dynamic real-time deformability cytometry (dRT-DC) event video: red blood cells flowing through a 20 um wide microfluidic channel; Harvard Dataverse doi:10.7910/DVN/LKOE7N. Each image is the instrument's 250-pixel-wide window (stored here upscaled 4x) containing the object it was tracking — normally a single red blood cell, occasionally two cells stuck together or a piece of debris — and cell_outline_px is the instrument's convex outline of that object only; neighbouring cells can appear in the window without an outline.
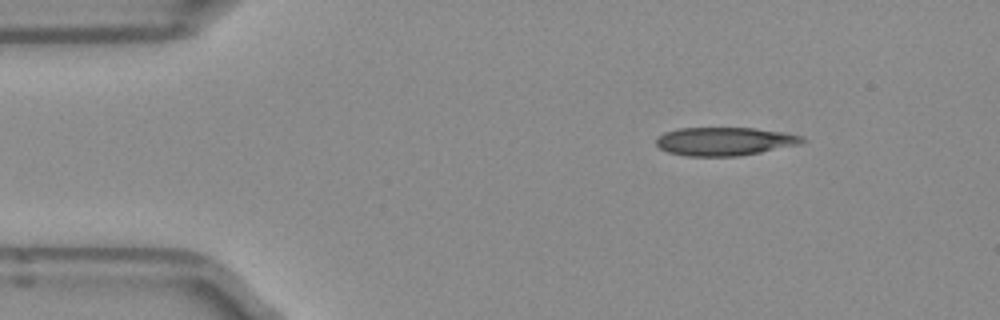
{"species": "Egyptian fruit bat (a non-hibernating species)", "species_latin": "Rousettus aegyptiacus", "temperature_condition": "room temperature", "stored_images_in_passage": 44, "camera_frame_rate_fps": 3000, "um_per_image_px": 0.085, "frame": {"image": 1, "passage_image": 1, "time_ms": 0.0, "image_size_px": [1000, 320], "cell_outline_px": [[808, 140], [800, 144], [740, 156], [688, 156], [668, 152], [660, 148], [656, 144], [656, 140], [664, 132], [680, 128], [756, 128], [784, 132], [804, 136]], "centroid_in_image_um": [61.63, 12.01], "position_along_channel_um": 23.4, "area_um2": 24.16}}
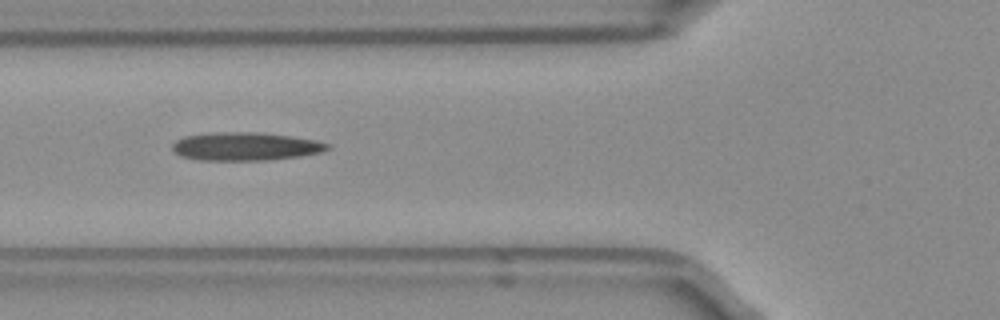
{"frame": {"image": 2, "passage_image": 12, "time_ms": 3.667, "image_size_px": [1000, 320], "cell_outline_px": [[328, 148], [324, 152], [300, 156], [268, 160], [200, 160], [180, 156], [172, 148], [172, 144], [176, 140], [184, 136], [216, 132], [256, 132], [292, 136], [316, 140], [328, 144]], "centroid_in_image_um": [20.86, 12.44], "position_along_channel_um": 104.9, "area_um2": 25.49}}
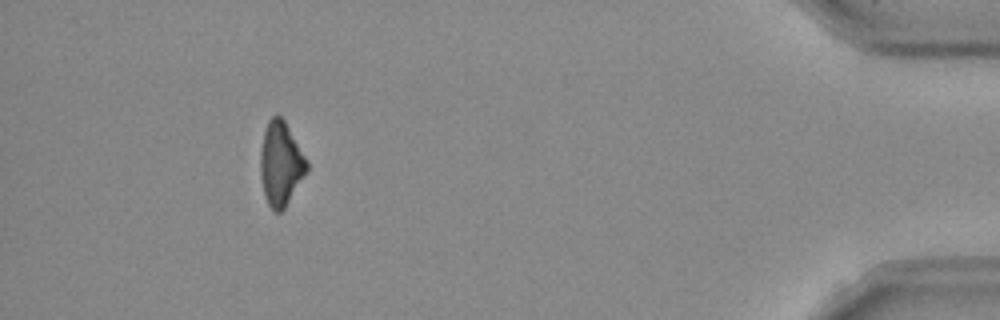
{"frame": {"image": 3, "passage_image": 40, "time_ms": 13.0, "image_size_px": [1000, 320], "cell_outline_px": [[308, 172], [284, 208], [280, 212], [272, 212], [264, 196], [260, 176], [260, 152], [264, 132], [268, 120], [272, 116], [280, 116], [284, 120], [308, 160]], "centroid_in_image_um": [23.86, 13.95], "position_along_channel_um": 411.3, "area_um2": 22.89}}